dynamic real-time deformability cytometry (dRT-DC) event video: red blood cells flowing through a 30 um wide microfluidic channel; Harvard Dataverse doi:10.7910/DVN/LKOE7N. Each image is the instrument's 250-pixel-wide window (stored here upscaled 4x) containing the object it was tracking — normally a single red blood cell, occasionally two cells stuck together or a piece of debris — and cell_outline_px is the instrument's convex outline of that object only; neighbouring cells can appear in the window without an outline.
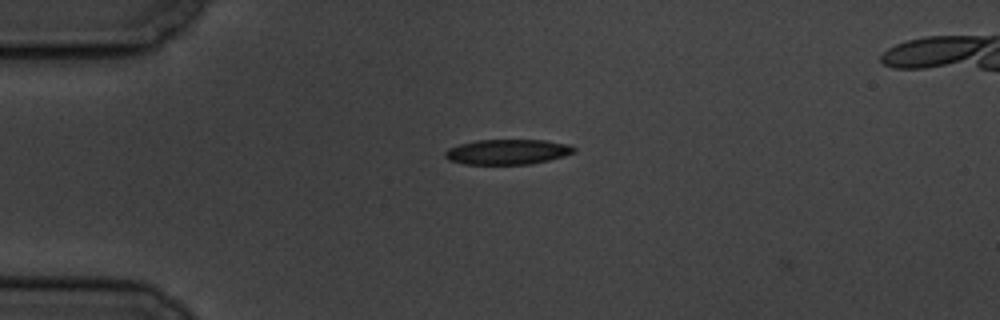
{"species": "common noctule bat (a hibernating species)", "species_latin": "Nyctalus noctula", "temperature_condition": "cold", "stored_images_in_passage": 2, "camera_frame_rate_fps": 3000, "um_per_image_px": 0.085, "animal": {"sex": "male", "body_mass_g": 19.5, "forearm_length_mm": 54.6}, "frame": {"image": 1, "passage_image": 1, "time_ms": 0.0, "image_size_px": [1000, 320], "cell_outline_px": [[576, 152], [564, 156], [548, 160], [528, 164], [464, 164], [448, 160], [444, 156], [444, 152], [448, 148], [460, 144], [476, 140], [544, 140], [568, 144], [576, 148]], "centroid_in_image_um": [43.12, 12.9], "position_along_channel_um": 41.9, "area_um2": 18.9}}